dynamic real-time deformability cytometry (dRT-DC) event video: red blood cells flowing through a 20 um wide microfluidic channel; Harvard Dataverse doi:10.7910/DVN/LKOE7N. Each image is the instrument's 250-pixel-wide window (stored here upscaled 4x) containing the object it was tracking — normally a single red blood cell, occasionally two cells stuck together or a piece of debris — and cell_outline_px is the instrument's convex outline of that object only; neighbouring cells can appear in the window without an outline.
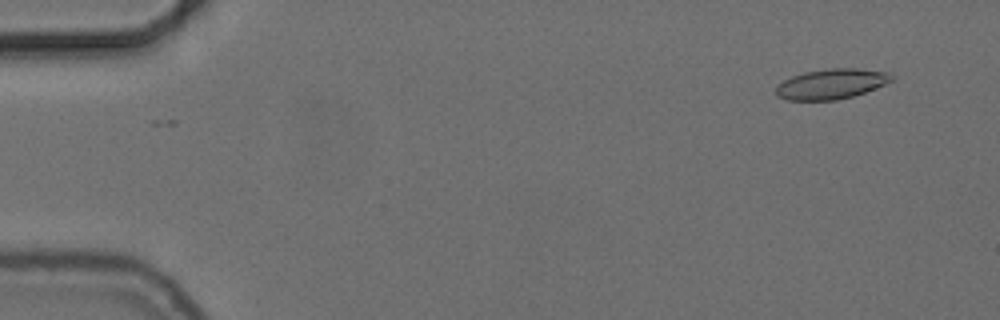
{"species": "common noctule bat (a hibernating species)", "species_latin": "Nyctalus noctula", "temperature_condition": "cold", "stored_images_in_passage": 53, "camera_frame_rate_fps": 3000, "um_per_image_px": 0.085, "animal": {"sex": "female", "body_mass_g": 24.6, "forearm_length_mm": 56.2}, "frame": {"image": 1, "passage_image": 2, "time_ms": 0.333, "image_size_px": [1000, 320], "cell_outline_px": [[896, 76], [892, 80], [884, 84], [864, 92], [852, 96], [836, 100], [788, 100], [776, 96], [776, 84], [792, 76], [804, 72], [832, 68], [856, 68], [888, 72]], "centroid_in_image_um": [70.64, 7.13], "position_along_channel_um": 14.4, "area_um2": 20.29}}
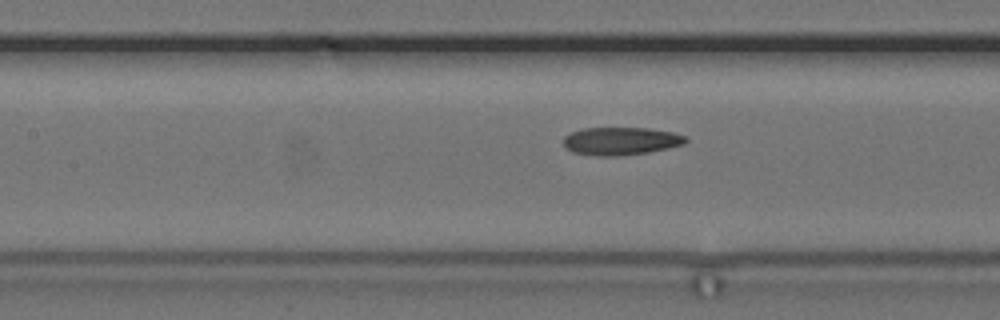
{"frame": {"image": 2, "passage_image": 23, "time_ms": 7.333, "image_size_px": [1000, 320], "cell_outline_px": [[688, 140], [684, 144], [668, 148], [648, 152], [620, 156], [596, 156], [572, 152], [564, 148], [564, 136], [572, 132], [584, 128], [648, 128], [672, 132], [684, 136]], "centroid_in_image_um": [52.74, 12.0], "position_along_channel_um": 154.7, "area_um2": 19.88}}
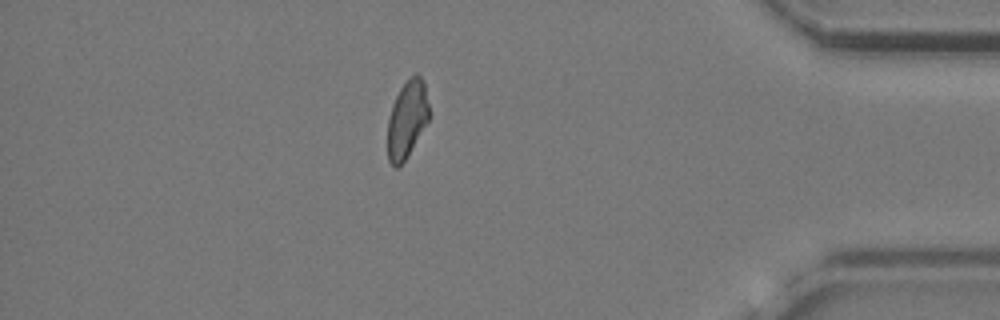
{"frame": {"image": 3, "passage_image": 46, "time_ms": 15.0, "image_size_px": [1000, 320], "cell_outline_px": [[428, 124], [404, 160], [396, 168], [388, 160], [388, 116], [392, 104], [400, 88], [416, 72], [424, 80], [428, 104]], "centroid_in_image_um": [34.6, 10.12], "position_along_channel_um": 400.6, "area_um2": 18.55}, "authors_computed_cell_mechanics": {"area_um2": 19.9988, "velocity_mm_per_s": 3.7132, "shape_relaxation_time_tau1_ms": null, "shape_relaxation_time_tau2_ms": 3.2858, "deformation_change_tau1": null, "deformation_change_tau2": 0.1016}}